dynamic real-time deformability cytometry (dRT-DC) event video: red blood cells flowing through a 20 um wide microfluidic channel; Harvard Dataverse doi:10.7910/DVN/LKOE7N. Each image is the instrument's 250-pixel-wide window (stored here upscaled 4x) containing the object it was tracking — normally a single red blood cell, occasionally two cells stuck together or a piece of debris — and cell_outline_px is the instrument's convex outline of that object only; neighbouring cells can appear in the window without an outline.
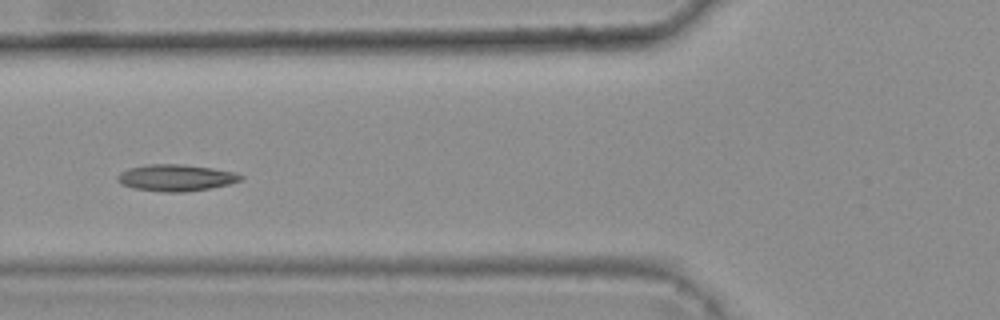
{"species": "common noctule bat (a hibernating species)", "species_latin": "Nyctalus noctula", "temperature_condition": "warm", "stored_images_in_passage": 6, "camera_frame_rate_fps": 3000, "um_per_image_px": 0.085, "animal": {"sex": "female", "body_mass_g": 25.1}, "frame": {"image": 1, "passage_image": 6, "time_ms": 1.667, "image_size_px": [1000, 320], "cell_outline_px": [[244, 180], [212, 188], [184, 192], [164, 192], [136, 188], [120, 184], [116, 180], [116, 176], [120, 172], [128, 168], [148, 164], [180, 164], [212, 168], [236, 172], [244, 176]], "centroid_in_image_um": [14.97, 15.1], "position_along_channel_um": 110.8, "area_um2": 19.25}}